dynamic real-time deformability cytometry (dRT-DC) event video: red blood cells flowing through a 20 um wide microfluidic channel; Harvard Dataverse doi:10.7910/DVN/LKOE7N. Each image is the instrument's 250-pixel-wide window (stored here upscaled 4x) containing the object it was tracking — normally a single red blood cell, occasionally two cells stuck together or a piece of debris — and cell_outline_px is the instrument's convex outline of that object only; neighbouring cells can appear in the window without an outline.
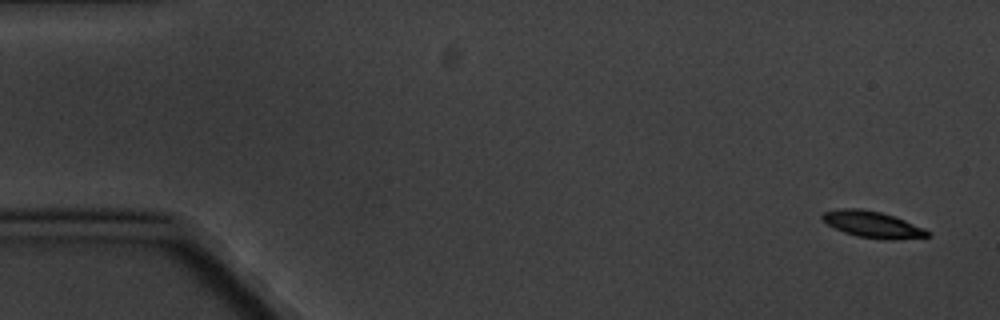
{"species": "common noctule bat (a hibernating species)", "species_latin": "Nyctalus noctula", "temperature_condition": "cold", "stored_images_in_passage": 6, "camera_frame_rate_fps": 3000, "um_per_image_px": 0.085, "animal": {"sex": "male", "body_mass_g": 20.1, "forearm_length_mm": 53.5}, "frame": {"image": 1, "passage_image": 1, "time_ms": 0.0, "image_size_px": [1000, 320], "cell_outline_px": [[932, 236], [892, 240], [884, 240], [856, 236], [844, 232], [820, 220], [820, 216], [824, 212], [840, 208], [860, 208], [880, 212], [904, 220], [924, 228], [932, 232]], "centroid_in_image_um": [74.17, 19.08], "position_along_channel_um": 10.8, "area_um2": 16.3}}